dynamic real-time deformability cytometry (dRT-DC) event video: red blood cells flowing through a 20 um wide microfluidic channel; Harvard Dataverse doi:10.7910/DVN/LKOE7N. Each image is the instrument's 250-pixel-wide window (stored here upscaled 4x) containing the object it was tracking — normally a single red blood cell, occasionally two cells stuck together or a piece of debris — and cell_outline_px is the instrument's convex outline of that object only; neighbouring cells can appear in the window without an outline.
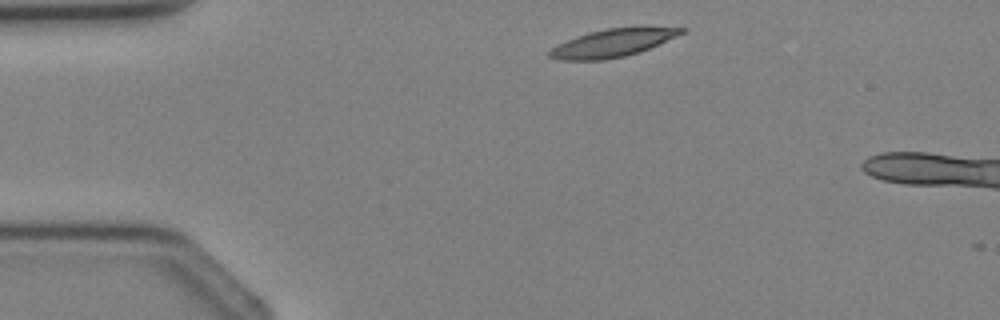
{"species": "Egyptian fruit bat (a non-hibernating species)", "species_latin": "Rousettus aegyptiacus", "temperature_condition": "cold", "stored_images_in_passage": 2, "camera_frame_rate_fps": 3000, "um_per_image_px": 0.085, "animal": {"sex": "female"}, "frame": {"image": 1, "passage_image": 1, "time_ms": 0.0, "image_size_px": [1000, 320], "cell_outline_px": [[688, 28], [684, 32], [676, 36], [640, 52], [624, 56], [604, 60], [560, 60], [548, 56], [548, 52], [552, 48], [576, 36], [588, 32], [604, 28]], "centroid_in_image_um": [52.01, 3.67], "position_along_channel_um": 33.0, "area_um2": 20.87}}